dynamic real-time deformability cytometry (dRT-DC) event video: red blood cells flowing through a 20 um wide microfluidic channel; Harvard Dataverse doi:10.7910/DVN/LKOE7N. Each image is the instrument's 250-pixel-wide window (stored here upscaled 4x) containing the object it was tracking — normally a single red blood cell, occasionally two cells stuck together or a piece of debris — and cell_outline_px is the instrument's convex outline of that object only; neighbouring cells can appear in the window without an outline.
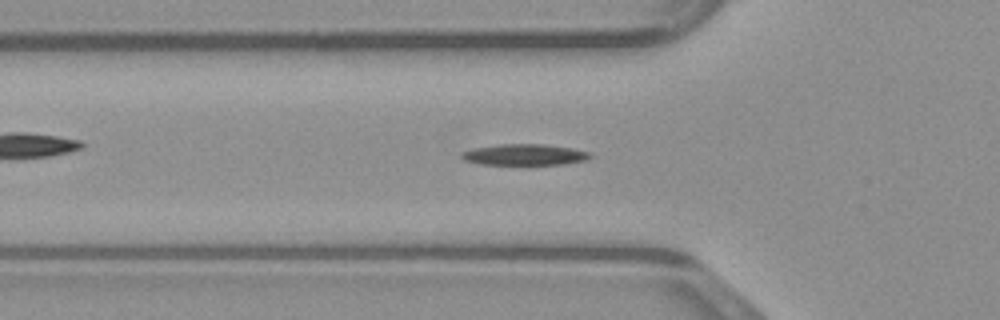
{"species": "common noctule bat (a hibernating species)", "species_latin": "Nyctalus noctula", "temperature_condition": "warm", "stored_images_in_passage": 44, "camera_frame_rate_fps": 3000, "um_per_image_px": 0.085, "animal": {"sex": "male", "body_mass_g": 23.1, "forearm_length_mm": 52.7}, "frame": {"image": 1, "passage_image": 11, "time_ms": 3.333, "image_size_px": [1000, 320], "cell_outline_px": [[592, 156], [584, 160], [564, 164], [480, 164], [464, 160], [460, 156], [460, 152], [472, 148], [500, 144], [544, 144], [572, 148], [592, 152]], "centroid_in_image_um": [44.57, 13.14], "position_along_channel_um": 81.2, "area_um2": 15.84}}
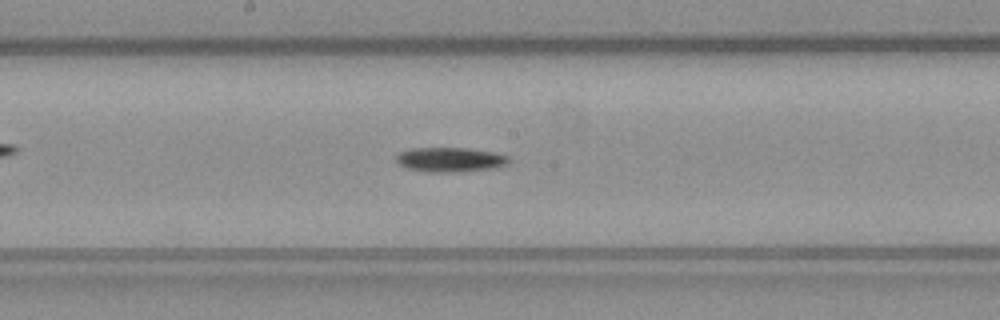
{"frame": {"image": 2, "passage_image": 20, "time_ms": 6.333, "image_size_px": [1000, 320], "cell_outline_px": [[508, 160], [504, 164], [492, 168], [452, 172], [428, 172], [408, 168], [400, 164], [396, 160], [396, 156], [400, 152], [412, 148], [468, 148], [492, 152], [508, 156]], "centroid_in_image_um": [38.21, 13.56], "position_along_channel_um": 210.0, "area_um2": 15.72}}
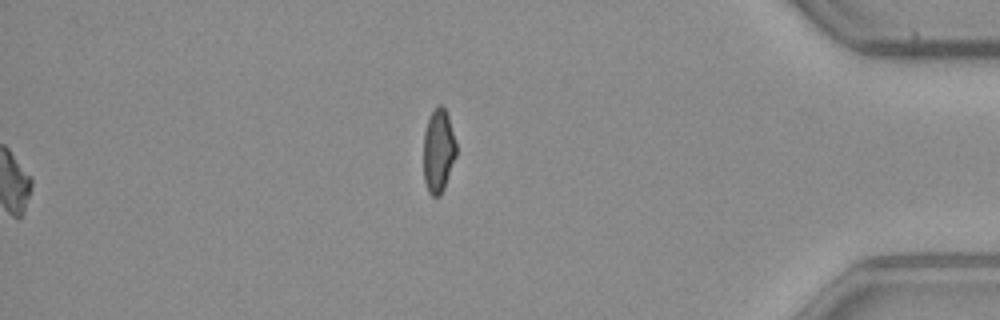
{"frame": {"image": 3, "passage_image": 44, "time_ms": 14.333, "image_size_px": [1000, 320], "cell_outline_px": [[456, 156], [444, 188], [440, 196], [432, 196], [428, 192], [424, 180], [424, 132], [428, 120], [436, 104], [440, 104], [444, 108], [448, 116], [456, 140]], "centroid_in_image_um": [37.27, 12.82], "position_along_channel_um": 397.9, "area_um2": 15.95}}